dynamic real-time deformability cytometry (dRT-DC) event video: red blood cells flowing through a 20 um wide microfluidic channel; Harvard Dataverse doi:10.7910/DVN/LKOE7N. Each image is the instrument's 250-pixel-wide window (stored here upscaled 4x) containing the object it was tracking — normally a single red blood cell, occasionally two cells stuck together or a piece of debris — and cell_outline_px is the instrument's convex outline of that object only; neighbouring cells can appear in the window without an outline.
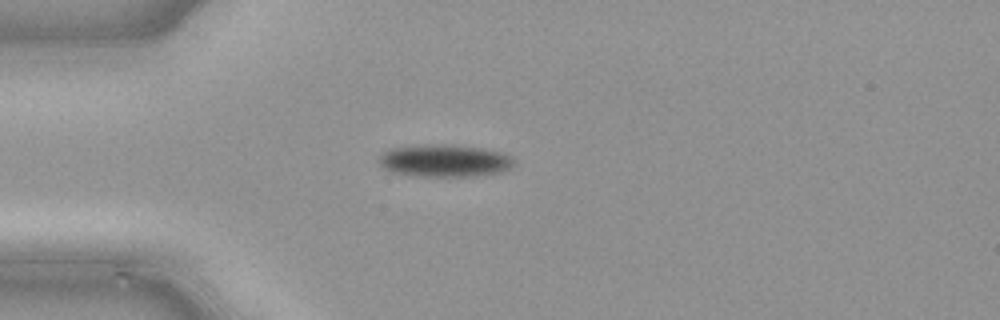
{"species": "common noctule bat (a hibernating species)", "species_latin": "Nyctalus noctula", "temperature_condition": "cold", "stored_images_in_passage": 36, "camera_frame_rate_fps": 3000, "um_per_image_px": 0.085, "animal": {"sex": "male", "body_mass_g": 21.5, "forearm_length_mm": 52.0}, "frame": {"image": 1, "passage_image": 1, "time_ms": 0.0, "image_size_px": [1000, 320], "cell_outline_px": [[512, 164], [508, 168], [496, 172], [472, 176], [416, 176], [392, 172], [384, 168], [380, 164], [380, 156], [384, 152], [392, 148], [444, 144], [480, 148], [500, 152], [512, 156]], "centroid_in_image_um": [37.76, 13.67], "position_along_channel_um": 47.2, "area_um2": 24.74}}
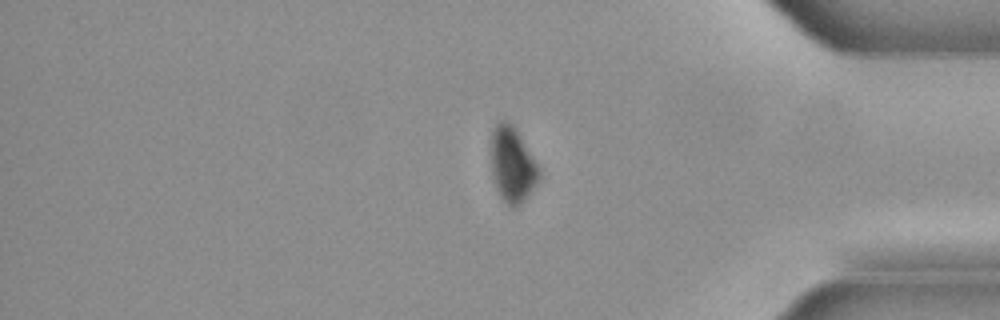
{"frame": {"image": 2, "passage_image": 28, "time_ms": 9.0, "image_size_px": [1000, 320], "cell_outline_px": [[540, 176], [536, 184], [524, 200], [516, 208], [512, 208], [500, 196], [496, 188], [492, 172], [492, 132], [496, 124], [500, 120], [508, 120], [512, 124], [536, 164], [540, 172]], "centroid_in_image_um": [43.53, 14.02], "position_along_channel_um": 391.7, "area_um2": 20.4}}
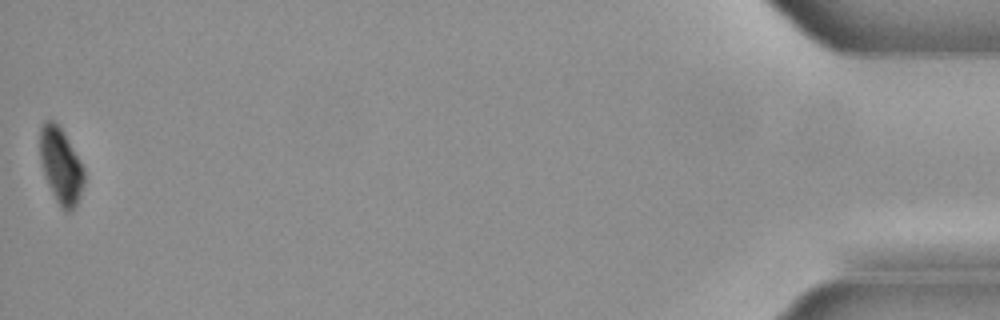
{"frame": {"image": 3, "passage_image": 36, "time_ms": 11.667, "image_size_px": [1000, 320], "cell_outline_px": [[84, 184], [80, 196], [72, 212], [64, 212], [60, 208], [44, 176], [40, 160], [40, 128], [44, 120], [52, 120], [64, 132], [84, 168]], "centroid_in_image_um": [5.17, 14.12], "position_along_channel_um": 430.0, "area_um2": 19.54}}